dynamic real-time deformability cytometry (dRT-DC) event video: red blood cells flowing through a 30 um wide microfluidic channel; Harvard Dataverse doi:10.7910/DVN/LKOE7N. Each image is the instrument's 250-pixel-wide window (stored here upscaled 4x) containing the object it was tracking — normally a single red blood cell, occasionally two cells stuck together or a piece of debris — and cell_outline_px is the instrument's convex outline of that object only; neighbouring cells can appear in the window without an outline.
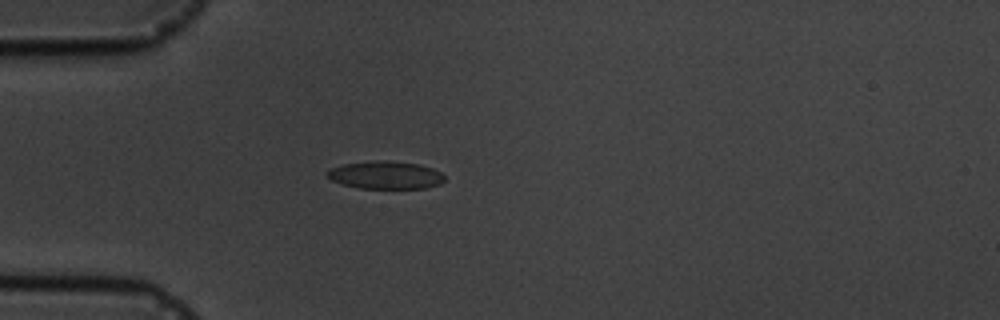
{"species": "common noctule bat (a hibernating species)", "species_latin": "Nyctalus noctula", "temperature_condition": "cold", "stored_images_in_passage": 5, "camera_frame_rate_fps": 3000, "um_per_image_px": 0.085, "animal": {"sex": "male", "body_mass_g": 19.5, "forearm_length_mm": 54.6}, "frame": {"image": 1, "passage_image": 4, "time_ms": 3.333, "image_size_px": [1000, 320], "cell_outline_px": [[444, 180], [440, 184], [428, 188], [360, 188], [344, 184], [332, 180], [324, 176], [324, 172], [332, 168], [344, 164], [372, 160], [388, 160], [420, 164], [432, 168], [440, 172], [444, 176]], "centroid_in_image_um": [32.76, 14.87], "position_along_channel_um": 52.2, "area_um2": 19.13}}